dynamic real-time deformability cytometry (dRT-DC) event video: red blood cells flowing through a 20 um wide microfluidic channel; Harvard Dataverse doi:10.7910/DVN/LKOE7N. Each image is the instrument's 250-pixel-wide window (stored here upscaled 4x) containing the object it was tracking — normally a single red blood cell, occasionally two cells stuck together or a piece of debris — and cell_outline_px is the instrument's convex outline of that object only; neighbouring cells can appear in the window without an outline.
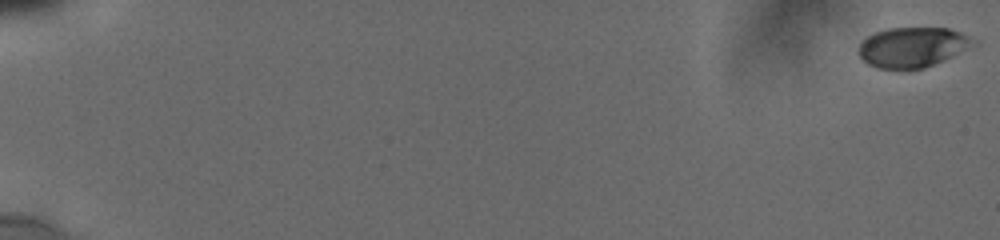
{"species": "human", "species_latin": "Homo sapiens", "temperature_condition": "cold", "stored_images_in_passage": 32, "camera_frame_rate_fps": 3000, "um_per_image_px": 0.085, "donor": {"sex": "male"}, "frame": {"image": 1, "passage_image": 1, "time_ms": 0.0, "image_size_px": [1000, 240], "cell_outline_px": [[976, 40], [956, 52], [924, 68], [876, 68], [868, 64], [860, 56], [860, 44], [868, 36], [876, 32], [888, 28], [948, 28], [960, 32]], "centroid_in_image_um": [77.47, 3.99], "position_along_channel_um": 7.5, "area_um2": 25.61}}
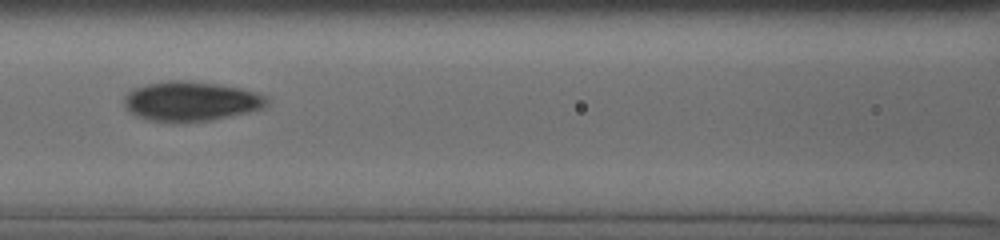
{"frame": {"image": 2, "passage_image": 24, "time_ms": 9.333, "image_size_px": [1000, 240], "cell_outline_px": [[268, 104], [264, 108], [248, 112], [212, 120], [148, 120], [136, 116], [124, 108], [124, 96], [132, 88], [148, 84], [168, 80], [188, 80], [216, 84], [240, 88], [256, 92], [264, 96], [268, 100]], "centroid_in_image_um": [16.21, 8.58], "position_along_channel_um": 150.4, "area_um2": 32.54}}
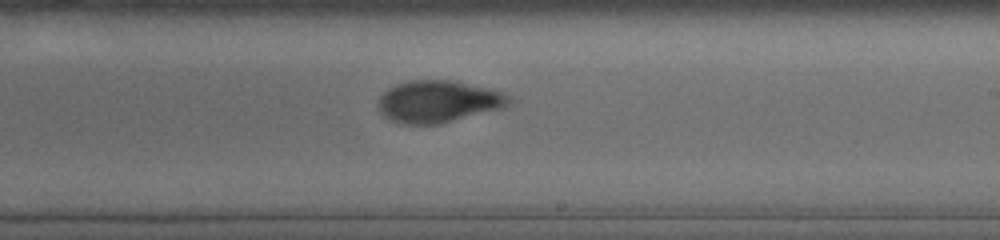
{"frame": {"image": 3, "passage_image": 32, "time_ms": 12.0, "image_size_px": [1000, 240], "cell_outline_px": [[508, 100], [504, 104], [496, 108], [436, 124], [404, 124], [392, 120], [384, 116], [380, 112], [380, 96], [388, 88], [396, 84], [408, 80], [452, 80], [492, 88], [508, 96]], "centroid_in_image_um": [37.15, 8.59], "position_along_channel_um": 251.8, "area_um2": 30.98}}